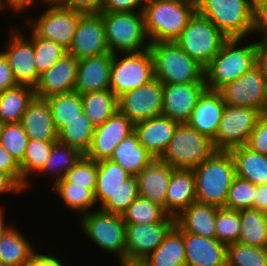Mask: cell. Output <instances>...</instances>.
<instances>
[{"label": "cell", "mask_w": 267, "mask_h": 266, "mask_svg": "<svg viewBox=\"0 0 267 266\" xmlns=\"http://www.w3.org/2000/svg\"><path fill=\"white\" fill-rule=\"evenodd\" d=\"M61 7L83 14H98L102 10L103 0H54Z\"/></svg>", "instance_id": "obj_53"}, {"label": "cell", "mask_w": 267, "mask_h": 266, "mask_svg": "<svg viewBox=\"0 0 267 266\" xmlns=\"http://www.w3.org/2000/svg\"><path fill=\"white\" fill-rule=\"evenodd\" d=\"M94 130L95 127L82 112L58 131L57 141L77 148L85 155L91 146Z\"/></svg>", "instance_id": "obj_39"}, {"label": "cell", "mask_w": 267, "mask_h": 266, "mask_svg": "<svg viewBox=\"0 0 267 266\" xmlns=\"http://www.w3.org/2000/svg\"><path fill=\"white\" fill-rule=\"evenodd\" d=\"M110 53L146 51L150 41L142 12H100Z\"/></svg>", "instance_id": "obj_5"}, {"label": "cell", "mask_w": 267, "mask_h": 266, "mask_svg": "<svg viewBox=\"0 0 267 266\" xmlns=\"http://www.w3.org/2000/svg\"><path fill=\"white\" fill-rule=\"evenodd\" d=\"M251 151L267 155V113H262L245 145Z\"/></svg>", "instance_id": "obj_50"}, {"label": "cell", "mask_w": 267, "mask_h": 266, "mask_svg": "<svg viewBox=\"0 0 267 266\" xmlns=\"http://www.w3.org/2000/svg\"><path fill=\"white\" fill-rule=\"evenodd\" d=\"M261 113L255 108L225 105L213 145L216 151H229L247 144Z\"/></svg>", "instance_id": "obj_12"}, {"label": "cell", "mask_w": 267, "mask_h": 266, "mask_svg": "<svg viewBox=\"0 0 267 266\" xmlns=\"http://www.w3.org/2000/svg\"><path fill=\"white\" fill-rule=\"evenodd\" d=\"M235 167V176L256 186L267 184V155L251 151L245 145L229 150Z\"/></svg>", "instance_id": "obj_30"}, {"label": "cell", "mask_w": 267, "mask_h": 266, "mask_svg": "<svg viewBox=\"0 0 267 266\" xmlns=\"http://www.w3.org/2000/svg\"><path fill=\"white\" fill-rule=\"evenodd\" d=\"M26 266H65L64 262L53 254L38 253L36 250Z\"/></svg>", "instance_id": "obj_57"}, {"label": "cell", "mask_w": 267, "mask_h": 266, "mask_svg": "<svg viewBox=\"0 0 267 266\" xmlns=\"http://www.w3.org/2000/svg\"><path fill=\"white\" fill-rule=\"evenodd\" d=\"M205 90V83L163 84L161 115L180 124L187 123Z\"/></svg>", "instance_id": "obj_18"}, {"label": "cell", "mask_w": 267, "mask_h": 266, "mask_svg": "<svg viewBox=\"0 0 267 266\" xmlns=\"http://www.w3.org/2000/svg\"><path fill=\"white\" fill-rule=\"evenodd\" d=\"M163 84L154 78L149 83L118 97V110L134 124L162 113Z\"/></svg>", "instance_id": "obj_15"}, {"label": "cell", "mask_w": 267, "mask_h": 266, "mask_svg": "<svg viewBox=\"0 0 267 266\" xmlns=\"http://www.w3.org/2000/svg\"><path fill=\"white\" fill-rule=\"evenodd\" d=\"M225 105L224 99L218 91L206 89L198 98L187 124L213 141L217 136Z\"/></svg>", "instance_id": "obj_22"}, {"label": "cell", "mask_w": 267, "mask_h": 266, "mask_svg": "<svg viewBox=\"0 0 267 266\" xmlns=\"http://www.w3.org/2000/svg\"><path fill=\"white\" fill-rule=\"evenodd\" d=\"M134 132V123L117 110L108 120L94 130L93 139L85 156L99 162L109 160L115 147Z\"/></svg>", "instance_id": "obj_17"}, {"label": "cell", "mask_w": 267, "mask_h": 266, "mask_svg": "<svg viewBox=\"0 0 267 266\" xmlns=\"http://www.w3.org/2000/svg\"><path fill=\"white\" fill-rule=\"evenodd\" d=\"M19 123L29 139L57 141L58 131L45 99L35 97L28 105Z\"/></svg>", "instance_id": "obj_27"}, {"label": "cell", "mask_w": 267, "mask_h": 266, "mask_svg": "<svg viewBox=\"0 0 267 266\" xmlns=\"http://www.w3.org/2000/svg\"><path fill=\"white\" fill-rule=\"evenodd\" d=\"M256 44V63L261 74L267 82V40H257Z\"/></svg>", "instance_id": "obj_58"}, {"label": "cell", "mask_w": 267, "mask_h": 266, "mask_svg": "<svg viewBox=\"0 0 267 266\" xmlns=\"http://www.w3.org/2000/svg\"><path fill=\"white\" fill-rule=\"evenodd\" d=\"M11 68L5 55L0 51V94L8 88L16 86Z\"/></svg>", "instance_id": "obj_55"}, {"label": "cell", "mask_w": 267, "mask_h": 266, "mask_svg": "<svg viewBox=\"0 0 267 266\" xmlns=\"http://www.w3.org/2000/svg\"><path fill=\"white\" fill-rule=\"evenodd\" d=\"M131 175L111 160L97 162V180L94 192L97 205L101 207ZM99 203V204H98Z\"/></svg>", "instance_id": "obj_34"}, {"label": "cell", "mask_w": 267, "mask_h": 266, "mask_svg": "<svg viewBox=\"0 0 267 266\" xmlns=\"http://www.w3.org/2000/svg\"><path fill=\"white\" fill-rule=\"evenodd\" d=\"M186 266H227V245L216 238L184 233Z\"/></svg>", "instance_id": "obj_25"}, {"label": "cell", "mask_w": 267, "mask_h": 266, "mask_svg": "<svg viewBox=\"0 0 267 266\" xmlns=\"http://www.w3.org/2000/svg\"><path fill=\"white\" fill-rule=\"evenodd\" d=\"M196 201L195 175L193 169H173L165 198V211L177 217Z\"/></svg>", "instance_id": "obj_26"}, {"label": "cell", "mask_w": 267, "mask_h": 266, "mask_svg": "<svg viewBox=\"0 0 267 266\" xmlns=\"http://www.w3.org/2000/svg\"><path fill=\"white\" fill-rule=\"evenodd\" d=\"M0 266H8V265H5V264H3L2 262H0Z\"/></svg>", "instance_id": "obj_64"}, {"label": "cell", "mask_w": 267, "mask_h": 266, "mask_svg": "<svg viewBox=\"0 0 267 266\" xmlns=\"http://www.w3.org/2000/svg\"><path fill=\"white\" fill-rule=\"evenodd\" d=\"M227 39L208 18L196 11L175 43L205 68Z\"/></svg>", "instance_id": "obj_9"}, {"label": "cell", "mask_w": 267, "mask_h": 266, "mask_svg": "<svg viewBox=\"0 0 267 266\" xmlns=\"http://www.w3.org/2000/svg\"><path fill=\"white\" fill-rule=\"evenodd\" d=\"M240 235V211L219 208L215 221V238L228 245L238 242Z\"/></svg>", "instance_id": "obj_48"}, {"label": "cell", "mask_w": 267, "mask_h": 266, "mask_svg": "<svg viewBox=\"0 0 267 266\" xmlns=\"http://www.w3.org/2000/svg\"><path fill=\"white\" fill-rule=\"evenodd\" d=\"M239 243L267 248V219L258 209L240 210Z\"/></svg>", "instance_id": "obj_36"}, {"label": "cell", "mask_w": 267, "mask_h": 266, "mask_svg": "<svg viewBox=\"0 0 267 266\" xmlns=\"http://www.w3.org/2000/svg\"><path fill=\"white\" fill-rule=\"evenodd\" d=\"M30 33L36 70L41 75L61 59L67 53V50L52 40L38 37L32 30Z\"/></svg>", "instance_id": "obj_43"}, {"label": "cell", "mask_w": 267, "mask_h": 266, "mask_svg": "<svg viewBox=\"0 0 267 266\" xmlns=\"http://www.w3.org/2000/svg\"><path fill=\"white\" fill-rule=\"evenodd\" d=\"M264 213H265V216H266V219H267V209L264 211Z\"/></svg>", "instance_id": "obj_63"}, {"label": "cell", "mask_w": 267, "mask_h": 266, "mask_svg": "<svg viewBox=\"0 0 267 266\" xmlns=\"http://www.w3.org/2000/svg\"><path fill=\"white\" fill-rule=\"evenodd\" d=\"M120 266H142L140 264H127V263H120Z\"/></svg>", "instance_id": "obj_62"}, {"label": "cell", "mask_w": 267, "mask_h": 266, "mask_svg": "<svg viewBox=\"0 0 267 266\" xmlns=\"http://www.w3.org/2000/svg\"><path fill=\"white\" fill-rule=\"evenodd\" d=\"M83 112L96 128L118 110V97L110 90L81 94Z\"/></svg>", "instance_id": "obj_35"}, {"label": "cell", "mask_w": 267, "mask_h": 266, "mask_svg": "<svg viewBox=\"0 0 267 266\" xmlns=\"http://www.w3.org/2000/svg\"><path fill=\"white\" fill-rule=\"evenodd\" d=\"M251 0H196V11L208 18L228 39L250 37Z\"/></svg>", "instance_id": "obj_6"}, {"label": "cell", "mask_w": 267, "mask_h": 266, "mask_svg": "<svg viewBox=\"0 0 267 266\" xmlns=\"http://www.w3.org/2000/svg\"><path fill=\"white\" fill-rule=\"evenodd\" d=\"M113 53L82 58L78 61L74 91L86 94L110 89Z\"/></svg>", "instance_id": "obj_21"}, {"label": "cell", "mask_w": 267, "mask_h": 266, "mask_svg": "<svg viewBox=\"0 0 267 266\" xmlns=\"http://www.w3.org/2000/svg\"><path fill=\"white\" fill-rule=\"evenodd\" d=\"M48 0H0V12L5 10V8L10 9L13 11V13H16V15H19L20 13H23V11H27L28 8H32L37 3H45ZM7 6V7H5Z\"/></svg>", "instance_id": "obj_56"}, {"label": "cell", "mask_w": 267, "mask_h": 266, "mask_svg": "<svg viewBox=\"0 0 267 266\" xmlns=\"http://www.w3.org/2000/svg\"><path fill=\"white\" fill-rule=\"evenodd\" d=\"M47 10L38 18L29 16L26 24L40 38H45L69 49L83 13L67 9L55 1H46Z\"/></svg>", "instance_id": "obj_11"}, {"label": "cell", "mask_w": 267, "mask_h": 266, "mask_svg": "<svg viewBox=\"0 0 267 266\" xmlns=\"http://www.w3.org/2000/svg\"><path fill=\"white\" fill-rule=\"evenodd\" d=\"M4 210L0 208V238L3 236V234L7 231V229L10 227L7 223H4ZM7 224V225H6Z\"/></svg>", "instance_id": "obj_61"}, {"label": "cell", "mask_w": 267, "mask_h": 266, "mask_svg": "<svg viewBox=\"0 0 267 266\" xmlns=\"http://www.w3.org/2000/svg\"><path fill=\"white\" fill-rule=\"evenodd\" d=\"M35 98V88L17 84L0 94V125L19 123Z\"/></svg>", "instance_id": "obj_33"}, {"label": "cell", "mask_w": 267, "mask_h": 266, "mask_svg": "<svg viewBox=\"0 0 267 266\" xmlns=\"http://www.w3.org/2000/svg\"><path fill=\"white\" fill-rule=\"evenodd\" d=\"M18 230L11 224L0 238V262L8 266H26L36 251Z\"/></svg>", "instance_id": "obj_32"}, {"label": "cell", "mask_w": 267, "mask_h": 266, "mask_svg": "<svg viewBox=\"0 0 267 266\" xmlns=\"http://www.w3.org/2000/svg\"><path fill=\"white\" fill-rule=\"evenodd\" d=\"M11 192L22 194L24 190L6 172L0 170V194Z\"/></svg>", "instance_id": "obj_59"}, {"label": "cell", "mask_w": 267, "mask_h": 266, "mask_svg": "<svg viewBox=\"0 0 267 266\" xmlns=\"http://www.w3.org/2000/svg\"><path fill=\"white\" fill-rule=\"evenodd\" d=\"M125 224H151L157 222H175L158 204L138 196L121 215Z\"/></svg>", "instance_id": "obj_41"}, {"label": "cell", "mask_w": 267, "mask_h": 266, "mask_svg": "<svg viewBox=\"0 0 267 266\" xmlns=\"http://www.w3.org/2000/svg\"><path fill=\"white\" fill-rule=\"evenodd\" d=\"M256 185L235 176L228 190L225 209L240 211L254 209Z\"/></svg>", "instance_id": "obj_46"}, {"label": "cell", "mask_w": 267, "mask_h": 266, "mask_svg": "<svg viewBox=\"0 0 267 266\" xmlns=\"http://www.w3.org/2000/svg\"><path fill=\"white\" fill-rule=\"evenodd\" d=\"M109 52L101 14H83L67 53L80 60Z\"/></svg>", "instance_id": "obj_19"}, {"label": "cell", "mask_w": 267, "mask_h": 266, "mask_svg": "<svg viewBox=\"0 0 267 266\" xmlns=\"http://www.w3.org/2000/svg\"><path fill=\"white\" fill-rule=\"evenodd\" d=\"M63 179L74 186L88 190L96 189L97 162L83 155L79 161L65 174Z\"/></svg>", "instance_id": "obj_49"}, {"label": "cell", "mask_w": 267, "mask_h": 266, "mask_svg": "<svg viewBox=\"0 0 267 266\" xmlns=\"http://www.w3.org/2000/svg\"><path fill=\"white\" fill-rule=\"evenodd\" d=\"M180 123L163 115L134 124L139 143L155 158H160Z\"/></svg>", "instance_id": "obj_23"}, {"label": "cell", "mask_w": 267, "mask_h": 266, "mask_svg": "<svg viewBox=\"0 0 267 266\" xmlns=\"http://www.w3.org/2000/svg\"><path fill=\"white\" fill-rule=\"evenodd\" d=\"M45 100L50 107L51 116L57 131L83 112L81 94L75 91L54 95Z\"/></svg>", "instance_id": "obj_42"}, {"label": "cell", "mask_w": 267, "mask_h": 266, "mask_svg": "<svg viewBox=\"0 0 267 266\" xmlns=\"http://www.w3.org/2000/svg\"><path fill=\"white\" fill-rule=\"evenodd\" d=\"M196 12V0H147L142 11L150 43L175 41Z\"/></svg>", "instance_id": "obj_1"}, {"label": "cell", "mask_w": 267, "mask_h": 266, "mask_svg": "<svg viewBox=\"0 0 267 266\" xmlns=\"http://www.w3.org/2000/svg\"><path fill=\"white\" fill-rule=\"evenodd\" d=\"M120 55L121 53H113L110 74V90L117 97L137 89L155 78L149 49Z\"/></svg>", "instance_id": "obj_10"}, {"label": "cell", "mask_w": 267, "mask_h": 266, "mask_svg": "<svg viewBox=\"0 0 267 266\" xmlns=\"http://www.w3.org/2000/svg\"><path fill=\"white\" fill-rule=\"evenodd\" d=\"M172 168L161 158H155L136 176L139 195L165 210V198Z\"/></svg>", "instance_id": "obj_24"}, {"label": "cell", "mask_w": 267, "mask_h": 266, "mask_svg": "<svg viewBox=\"0 0 267 266\" xmlns=\"http://www.w3.org/2000/svg\"><path fill=\"white\" fill-rule=\"evenodd\" d=\"M245 39H227L220 51L205 67L204 80L206 89L218 91L226 83L238 79L256 63V44ZM245 42V43H241Z\"/></svg>", "instance_id": "obj_2"}, {"label": "cell", "mask_w": 267, "mask_h": 266, "mask_svg": "<svg viewBox=\"0 0 267 266\" xmlns=\"http://www.w3.org/2000/svg\"><path fill=\"white\" fill-rule=\"evenodd\" d=\"M5 55L17 84L35 88L39 82L40 74L36 70L33 42L22 32L21 27L9 28Z\"/></svg>", "instance_id": "obj_14"}, {"label": "cell", "mask_w": 267, "mask_h": 266, "mask_svg": "<svg viewBox=\"0 0 267 266\" xmlns=\"http://www.w3.org/2000/svg\"><path fill=\"white\" fill-rule=\"evenodd\" d=\"M147 0H103L101 12H142Z\"/></svg>", "instance_id": "obj_52"}, {"label": "cell", "mask_w": 267, "mask_h": 266, "mask_svg": "<svg viewBox=\"0 0 267 266\" xmlns=\"http://www.w3.org/2000/svg\"><path fill=\"white\" fill-rule=\"evenodd\" d=\"M29 137L20 123L0 125V144L12 155L18 164L24 158Z\"/></svg>", "instance_id": "obj_45"}, {"label": "cell", "mask_w": 267, "mask_h": 266, "mask_svg": "<svg viewBox=\"0 0 267 266\" xmlns=\"http://www.w3.org/2000/svg\"><path fill=\"white\" fill-rule=\"evenodd\" d=\"M226 260L227 266H267V248L230 243Z\"/></svg>", "instance_id": "obj_44"}, {"label": "cell", "mask_w": 267, "mask_h": 266, "mask_svg": "<svg viewBox=\"0 0 267 266\" xmlns=\"http://www.w3.org/2000/svg\"><path fill=\"white\" fill-rule=\"evenodd\" d=\"M256 32L262 35L258 40H267V0H257L253 3L251 35H256Z\"/></svg>", "instance_id": "obj_51"}, {"label": "cell", "mask_w": 267, "mask_h": 266, "mask_svg": "<svg viewBox=\"0 0 267 266\" xmlns=\"http://www.w3.org/2000/svg\"><path fill=\"white\" fill-rule=\"evenodd\" d=\"M77 223L88 240L104 252L116 255L119 264L125 263L126 224L121 215L98 208L81 215Z\"/></svg>", "instance_id": "obj_7"}, {"label": "cell", "mask_w": 267, "mask_h": 266, "mask_svg": "<svg viewBox=\"0 0 267 266\" xmlns=\"http://www.w3.org/2000/svg\"><path fill=\"white\" fill-rule=\"evenodd\" d=\"M218 92L226 105L255 108L261 114L266 112L267 82L256 65Z\"/></svg>", "instance_id": "obj_13"}, {"label": "cell", "mask_w": 267, "mask_h": 266, "mask_svg": "<svg viewBox=\"0 0 267 266\" xmlns=\"http://www.w3.org/2000/svg\"><path fill=\"white\" fill-rule=\"evenodd\" d=\"M254 209L263 212L267 209V184L256 186Z\"/></svg>", "instance_id": "obj_60"}, {"label": "cell", "mask_w": 267, "mask_h": 266, "mask_svg": "<svg viewBox=\"0 0 267 266\" xmlns=\"http://www.w3.org/2000/svg\"><path fill=\"white\" fill-rule=\"evenodd\" d=\"M152 159L153 156L139 143L137 134L133 132L115 147L109 160L119 164L131 176H137Z\"/></svg>", "instance_id": "obj_31"}, {"label": "cell", "mask_w": 267, "mask_h": 266, "mask_svg": "<svg viewBox=\"0 0 267 266\" xmlns=\"http://www.w3.org/2000/svg\"><path fill=\"white\" fill-rule=\"evenodd\" d=\"M140 265L186 266L184 233L175 225L162 243Z\"/></svg>", "instance_id": "obj_29"}, {"label": "cell", "mask_w": 267, "mask_h": 266, "mask_svg": "<svg viewBox=\"0 0 267 266\" xmlns=\"http://www.w3.org/2000/svg\"><path fill=\"white\" fill-rule=\"evenodd\" d=\"M139 196L136 176H130L121 183L118 190L100 208L102 211L122 215Z\"/></svg>", "instance_id": "obj_47"}, {"label": "cell", "mask_w": 267, "mask_h": 266, "mask_svg": "<svg viewBox=\"0 0 267 266\" xmlns=\"http://www.w3.org/2000/svg\"><path fill=\"white\" fill-rule=\"evenodd\" d=\"M78 61L74 56L66 53L51 68L44 71L35 87V97L47 99L74 91Z\"/></svg>", "instance_id": "obj_20"}, {"label": "cell", "mask_w": 267, "mask_h": 266, "mask_svg": "<svg viewBox=\"0 0 267 266\" xmlns=\"http://www.w3.org/2000/svg\"><path fill=\"white\" fill-rule=\"evenodd\" d=\"M154 77L162 84L205 83V68L189 57L175 41L150 43Z\"/></svg>", "instance_id": "obj_4"}, {"label": "cell", "mask_w": 267, "mask_h": 266, "mask_svg": "<svg viewBox=\"0 0 267 266\" xmlns=\"http://www.w3.org/2000/svg\"><path fill=\"white\" fill-rule=\"evenodd\" d=\"M215 151L210 138L182 123L160 158L175 169H194Z\"/></svg>", "instance_id": "obj_8"}, {"label": "cell", "mask_w": 267, "mask_h": 266, "mask_svg": "<svg viewBox=\"0 0 267 266\" xmlns=\"http://www.w3.org/2000/svg\"><path fill=\"white\" fill-rule=\"evenodd\" d=\"M0 170L6 172L21 187V170L12 155L0 144Z\"/></svg>", "instance_id": "obj_54"}, {"label": "cell", "mask_w": 267, "mask_h": 266, "mask_svg": "<svg viewBox=\"0 0 267 266\" xmlns=\"http://www.w3.org/2000/svg\"><path fill=\"white\" fill-rule=\"evenodd\" d=\"M56 141H40L29 139L22 162L19 164L21 170V188L29 189L32 174H37L45 165L50 156L52 147Z\"/></svg>", "instance_id": "obj_40"}, {"label": "cell", "mask_w": 267, "mask_h": 266, "mask_svg": "<svg viewBox=\"0 0 267 266\" xmlns=\"http://www.w3.org/2000/svg\"><path fill=\"white\" fill-rule=\"evenodd\" d=\"M52 186L55 194L64 202V207L69 208L74 214L77 213L79 217L91 212L93 209H98L94 196L95 190L74 186L71 183H67L64 179L56 182Z\"/></svg>", "instance_id": "obj_38"}, {"label": "cell", "mask_w": 267, "mask_h": 266, "mask_svg": "<svg viewBox=\"0 0 267 266\" xmlns=\"http://www.w3.org/2000/svg\"><path fill=\"white\" fill-rule=\"evenodd\" d=\"M175 222L126 224L125 263L140 264L164 240Z\"/></svg>", "instance_id": "obj_16"}, {"label": "cell", "mask_w": 267, "mask_h": 266, "mask_svg": "<svg viewBox=\"0 0 267 266\" xmlns=\"http://www.w3.org/2000/svg\"><path fill=\"white\" fill-rule=\"evenodd\" d=\"M219 207L193 202L177 217L175 225L183 233H192L206 238H215V221Z\"/></svg>", "instance_id": "obj_28"}, {"label": "cell", "mask_w": 267, "mask_h": 266, "mask_svg": "<svg viewBox=\"0 0 267 266\" xmlns=\"http://www.w3.org/2000/svg\"><path fill=\"white\" fill-rule=\"evenodd\" d=\"M83 155L77 148L56 141L48 160L38 174L46 177L50 175L55 184L63 179Z\"/></svg>", "instance_id": "obj_37"}, {"label": "cell", "mask_w": 267, "mask_h": 266, "mask_svg": "<svg viewBox=\"0 0 267 266\" xmlns=\"http://www.w3.org/2000/svg\"><path fill=\"white\" fill-rule=\"evenodd\" d=\"M196 201L225 208L228 190L235 178V167L229 151H215L193 169Z\"/></svg>", "instance_id": "obj_3"}]
</instances>
